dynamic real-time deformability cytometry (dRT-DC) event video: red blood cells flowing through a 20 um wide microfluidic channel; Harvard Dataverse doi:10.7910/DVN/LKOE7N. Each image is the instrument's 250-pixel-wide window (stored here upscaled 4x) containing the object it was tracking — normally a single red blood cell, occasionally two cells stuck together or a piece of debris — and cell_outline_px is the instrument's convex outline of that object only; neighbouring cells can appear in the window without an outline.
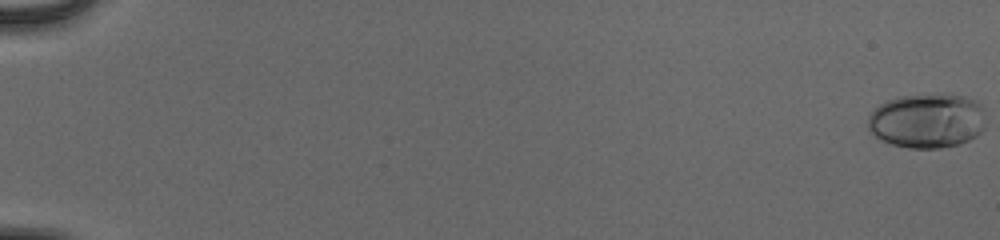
{"species": "human", "species_latin": "Homo sapiens", "temperature_condition": "cold", "stored_images_in_passage": 56, "camera_frame_rate_fps": 3000, "um_per_image_px": 0.085, "donor": {"sex": "male"}, "frame": {"image": 1, "passage_image": 1, "time_ms": 0.0, "image_size_px": [1000, 240], "cell_outline_px": [[984, 128], [976, 136], [960, 144], [940, 148], [908, 148], [892, 144], [876, 136], [868, 128], [868, 116], [880, 104], [888, 100], [904, 96], [964, 96], [980, 104], [984, 124]], "centroid_in_image_um": [78.79, 10.3], "position_along_channel_um": 6.2, "area_um2": 36.59}}
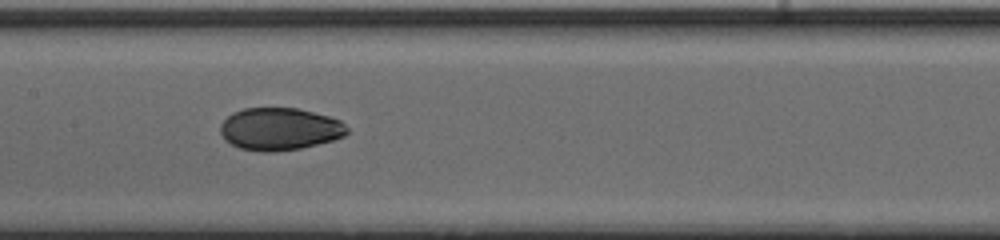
{"frame": {"image": 2, "passage_image": 31, "time_ms": 10.0, "image_size_px": [1000, 240], "cell_outline_px": [[348, 132], [344, 136], [332, 140], [300, 148], [272, 152], [264, 152], [240, 148], [224, 140], [220, 132], [220, 124], [232, 112], [244, 108], [296, 108], [328, 116], [340, 120], [348, 128]], "centroid_in_image_um": [23.74, 10.96], "position_along_channel_um": 183.7, "area_um2": 31.21}}
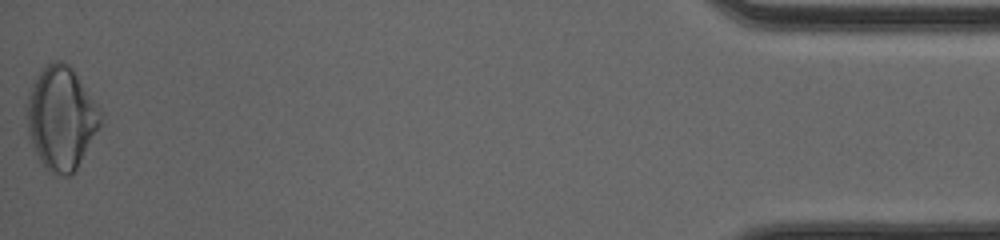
{"frame": {"image": 3, "passage_image": 56, "time_ms": 18.333, "image_size_px": [1000, 240], "cell_outline_px": [[104, 112], [100, 124], [76, 168], [68, 176], [64, 176], [52, 172], [40, 160], [32, 148], [24, 116], [24, 108], [28, 92], [36, 76], [52, 60], [60, 60], [68, 64], [72, 68]], "centroid_in_image_um": [5.16, 9.98], "position_along_channel_um": 430.0, "area_um2": 44.39}, "authors_computed_cell_mechanics": {"area_um2": 32.0212, "velocity_mm_per_s": 3.9308, "shape_relaxation_time_tau1_ms": 4.7285, "shape_relaxation_time_tau2_ms": 1.0158, "deformation_change_tau1": 0.1602, "deformation_change_tau2": 0.0368}}